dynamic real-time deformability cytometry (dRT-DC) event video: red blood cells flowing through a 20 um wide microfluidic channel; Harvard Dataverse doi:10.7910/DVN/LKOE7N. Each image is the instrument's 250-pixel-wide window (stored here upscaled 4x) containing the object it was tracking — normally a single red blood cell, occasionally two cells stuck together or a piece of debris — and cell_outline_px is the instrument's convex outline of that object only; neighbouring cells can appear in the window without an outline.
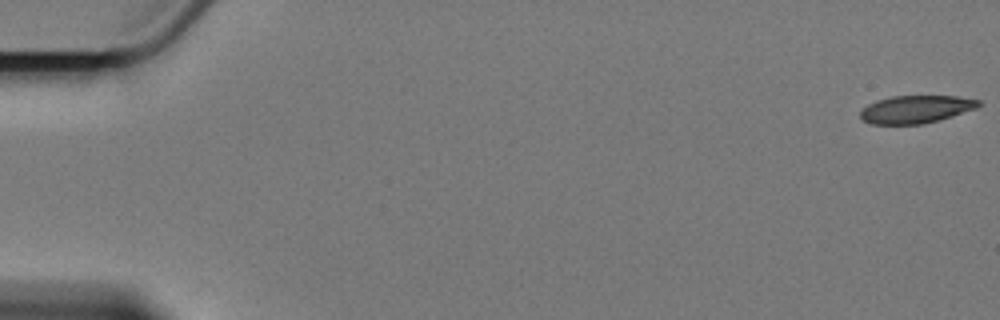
{"species": "Egyptian fruit bat (a non-hibernating species)", "species_latin": "Rousettus aegyptiacus", "temperature_condition": "cold", "stored_images_in_passage": 7, "camera_frame_rate_fps": 3000, "um_per_image_px": 0.085, "animal": {"sex": "female"}, "frame": {"image": 1, "passage_image": 1, "time_ms": 0.0, "image_size_px": [1000, 320], "cell_outline_px": [[980, 104], [976, 108], [940, 120], [924, 124], [872, 124], [864, 120], [860, 116], [860, 112], [868, 104], [876, 100], [892, 96], [956, 96], [980, 100]], "centroid_in_image_um": [77.85, 9.29], "position_along_channel_um": 7.2, "area_um2": 19.02}}